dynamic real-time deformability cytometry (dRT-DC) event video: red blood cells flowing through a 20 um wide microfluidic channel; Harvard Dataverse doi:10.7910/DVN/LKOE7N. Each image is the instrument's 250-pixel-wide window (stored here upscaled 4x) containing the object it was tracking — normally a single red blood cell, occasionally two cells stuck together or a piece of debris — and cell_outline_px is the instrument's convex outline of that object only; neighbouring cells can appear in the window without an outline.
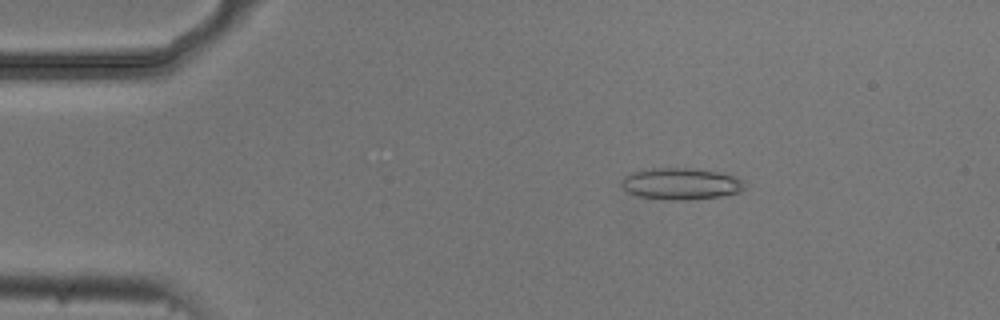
{"species": "common noctule bat (a hibernating species)", "species_latin": "Nyctalus noctula", "temperature_condition": "cold", "stored_images_in_passage": 54, "camera_frame_rate_fps": 3000, "um_per_image_px": 0.085, "animal": {"sex": "male", "body_mass_g": 20.5, "forearm_length_mm": 52.5}, "frame": {"image": 1, "passage_image": 9, "time_ms": 2.667, "image_size_px": [1000, 320], "cell_outline_px": [[744, 188], [740, 192], [720, 196], [692, 200], [668, 200], [640, 196], [628, 192], [620, 184], [624, 176], [632, 172], [652, 168], [696, 168], [720, 172], [736, 176], [744, 184]], "centroid_in_image_um": [57.88, 15.61], "position_along_channel_um": 27.1, "area_um2": 22.77}}
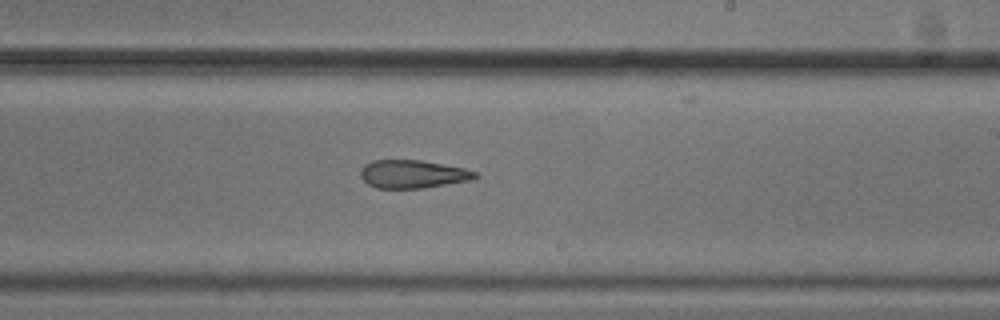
{"frame": {"image": 2, "passage_image": 32, "time_ms": 10.333, "image_size_px": [1000, 320], "cell_outline_px": [[480, 176], [472, 180], [424, 188], [376, 188], [368, 184], [360, 176], [360, 172], [364, 164], [372, 160], [420, 160], [464, 168], [476, 172]], "centroid_in_image_um": [35.09, 14.8], "position_along_channel_um": 253.9, "area_um2": 18.84}}
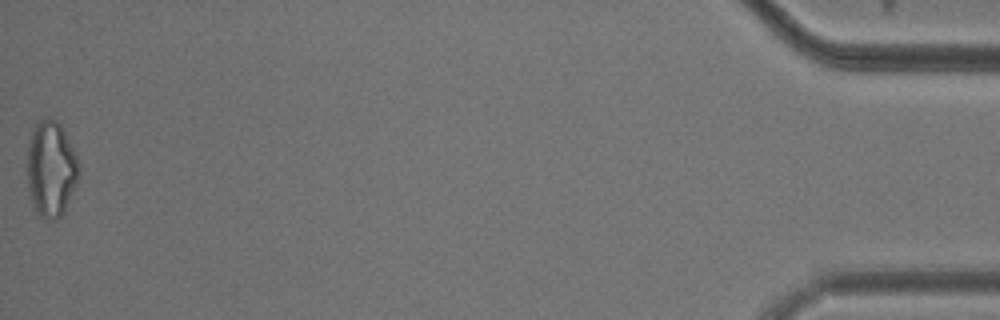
{"frame": {"image": 3, "passage_image": 54, "time_ms": 17.667, "image_size_px": [1000, 320], "cell_outline_px": [[80, 172], [76, 184], [64, 212], [56, 220], [48, 220], [36, 216], [32, 208], [28, 188], [28, 144], [32, 128], [36, 120], [44, 116], [48, 116], [56, 120], [60, 124], [76, 156], [80, 168]], "centroid_in_image_um": [4.31, 14.37], "position_along_channel_um": 430.9, "area_um2": 29.36}, "authors_computed_cell_mechanics": {"area_um2": 21.7617, "velocity_mm_per_s": 3.7404, "shape_relaxation_time_tau1_ms": null, "shape_relaxation_time_tau2_ms": 9.1852, "deformation_change_tau1": null, "deformation_change_tau2": 0.2411}}